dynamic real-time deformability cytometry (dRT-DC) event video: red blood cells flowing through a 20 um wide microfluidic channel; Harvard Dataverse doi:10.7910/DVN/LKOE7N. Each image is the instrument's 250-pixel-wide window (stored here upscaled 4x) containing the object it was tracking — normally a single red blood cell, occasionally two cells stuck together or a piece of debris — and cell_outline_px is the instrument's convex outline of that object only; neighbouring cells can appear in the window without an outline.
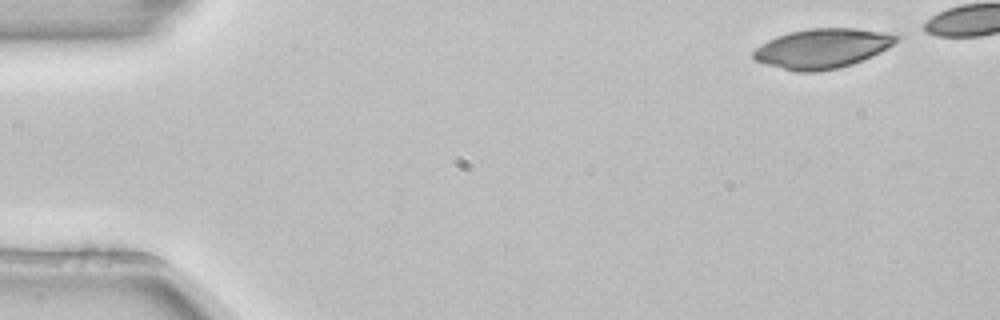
{"species": "common noctule bat (a hibernating species)", "species_latin": "Nyctalus noctula", "temperature_condition": "room temperature", "stored_images_in_passage": 6, "camera_frame_rate_fps": 3000, "um_per_image_px": 0.085, "animal": {"sex": "female", "body_mass_g": 22.7, "forearm_length_mm": 54.2}, "frame": {"image": 1, "passage_image": 1, "time_ms": 0.0, "image_size_px": [1000, 320], "cell_outline_px": [[900, 36], [888, 48], [872, 56], [852, 64], [836, 68], [816, 72], [796, 72], [768, 64], [756, 60], [752, 56], [752, 52], [760, 44], [776, 36], [788, 32], [808, 28], [856, 28], [884, 32]], "centroid_in_image_um": [69.88, 4.11], "position_along_channel_um": 15.1, "area_um2": 32.89}}